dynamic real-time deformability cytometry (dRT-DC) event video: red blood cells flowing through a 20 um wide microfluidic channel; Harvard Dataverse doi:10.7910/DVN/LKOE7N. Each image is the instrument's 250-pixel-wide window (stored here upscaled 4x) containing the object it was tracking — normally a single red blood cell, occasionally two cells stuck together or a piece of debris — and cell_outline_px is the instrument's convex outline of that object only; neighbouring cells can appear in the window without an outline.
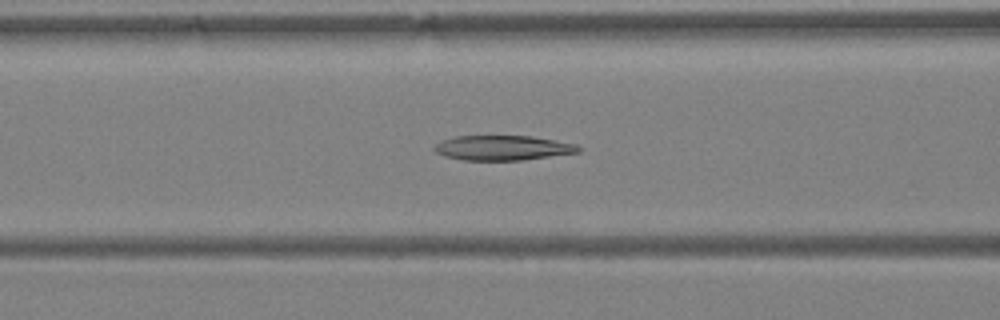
{"species": "Egyptian fruit bat (a non-hibernating species)", "species_latin": "Rousettus aegyptiacus", "temperature_condition": "warm", "stored_images_in_passage": 31, "camera_frame_rate_fps": 3000, "um_per_image_px": 0.085, "animal": {"sex": "female"}, "frame": {"image": 1, "passage_image": 19, "time_ms": 6.0, "image_size_px": [1000, 320], "cell_outline_px": [[580, 152], [524, 160], [464, 160], [444, 156], [436, 152], [432, 148], [436, 144], [444, 140], [456, 136], [532, 136], [576, 144], [580, 148]], "centroid_in_image_um": [42.74, 12.57], "position_along_channel_um": 123.9, "area_um2": 20.75}}
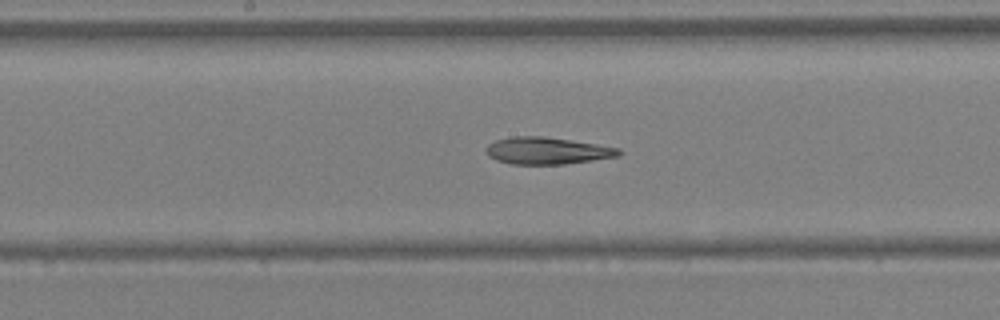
{"frame": {"image": 2, "passage_image": 24, "time_ms": 7.667, "image_size_px": [1000, 320], "cell_outline_px": [[624, 152], [620, 156], [564, 164], [512, 164], [496, 160], [488, 156], [484, 152], [488, 144], [496, 140], [512, 136], [544, 136], [596, 144], [620, 148]], "centroid_in_image_um": [46.5, 12.81], "position_along_channel_um": 201.7, "area_um2": 20.98}}
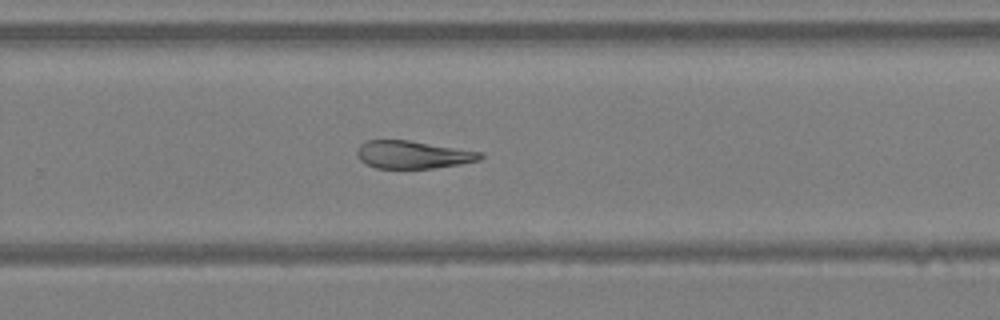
{"frame": {"image": 3, "passage_image": 30, "time_ms": 9.667, "image_size_px": [1000, 320], "cell_outline_px": [[484, 156], [480, 160], [460, 164], [432, 168], [376, 168], [360, 160], [356, 152], [360, 144], [368, 140], [408, 140], [484, 152]], "centroid_in_image_um": [35.13, 13.14], "position_along_channel_um": 294.7, "area_um2": 19.88}}